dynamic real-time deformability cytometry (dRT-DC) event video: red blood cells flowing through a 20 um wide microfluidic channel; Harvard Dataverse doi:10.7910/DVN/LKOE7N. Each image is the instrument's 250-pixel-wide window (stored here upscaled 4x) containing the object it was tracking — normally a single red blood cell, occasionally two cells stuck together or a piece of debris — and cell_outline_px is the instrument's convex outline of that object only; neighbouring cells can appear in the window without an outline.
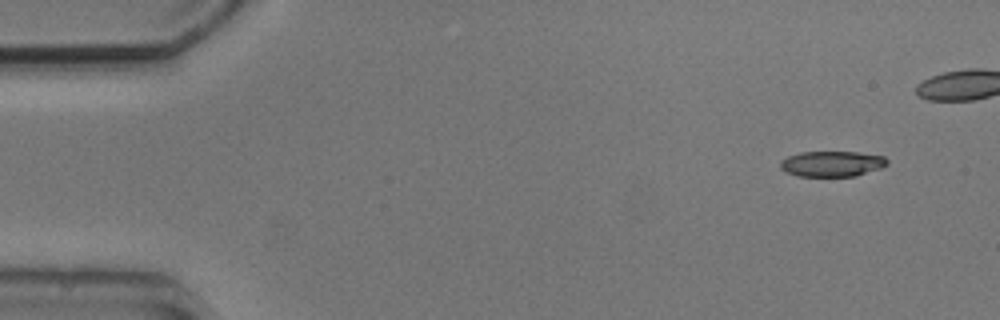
{"species": "common noctule bat (a hibernating species)", "species_latin": "Nyctalus noctula", "temperature_condition": "cold", "stored_images_in_passage": 5, "camera_frame_rate_fps": 3000, "um_per_image_px": 0.085, "animal": {"sex": "male", "body_mass_g": 20.5, "forearm_length_mm": 52.5}, "frame": {"image": 1, "passage_image": 1, "time_ms": 0.0, "image_size_px": [1000, 320], "cell_outline_px": [[888, 164], [880, 168], [856, 176], [796, 176], [784, 172], [780, 168], [780, 160], [788, 156], [800, 152], [860, 152], [884, 156], [888, 160]], "centroid_in_image_um": [70.69, 13.92], "position_along_channel_um": 14.3, "area_um2": 16.07}}